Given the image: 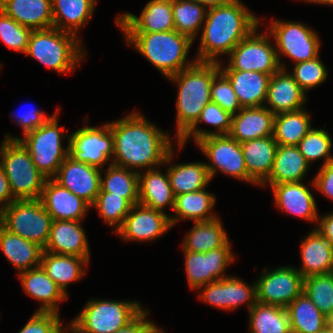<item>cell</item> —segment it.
Wrapping results in <instances>:
<instances>
[{
    "instance_id": "41",
    "label": "cell",
    "mask_w": 333,
    "mask_h": 333,
    "mask_svg": "<svg viewBox=\"0 0 333 333\" xmlns=\"http://www.w3.org/2000/svg\"><path fill=\"white\" fill-rule=\"evenodd\" d=\"M249 313L251 333H291L286 308L256 302Z\"/></svg>"
},
{
    "instance_id": "54",
    "label": "cell",
    "mask_w": 333,
    "mask_h": 333,
    "mask_svg": "<svg viewBox=\"0 0 333 333\" xmlns=\"http://www.w3.org/2000/svg\"><path fill=\"white\" fill-rule=\"evenodd\" d=\"M15 201L10 190V185L6 174L0 164V208L1 210Z\"/></svg>"
},
{
    "instance_id": "26",
    "label": "cell",
    "mask_w": 333,
    "mask_h": 333,
    "mask_svg": "<svg viewBox=\"0 0 333 333\" xmlns=\"http://www.w3.org/2000/svg\"><path fill=\"white\" fill-rule=\"evenodd\" d=\"M0 9L32 30L53 27L52 0H0Z\"/></svg>"
},
{
    "instance_id": "16",
    "label": "cell",
    "mask_w": 333,
    "mask_h": 333,
    "mask_svg": "<svg viewBox=\"0 0 333 333\" xmlns=\"http://www.w3.org/2000/svg\"><path fill=\"white\" fill-rule=\"evenodd\" d=\"M172 227L170 216L141 204L132 205L122 226L115 232L123 240L151 241Z\"/></svg>"
},
{
    "instance_id": "25",
    "label": "cell",
    "mask_w": 333,
    "mask_h": 333,
    "mask_svg": "<svg viewBox=\"0 0 333 333\" xmlns=\"http://www.w3.org/2000/svg\"><path fill=\"white\" fill-rule=\"evenodd\" d=\"M19 277L26 294L43 303L37 312H54L59 314L57 304L66 300L68 295L63 293L41 265L20 272Z\"/></svg>"
},
{
    "instance_id": "56",
    "label": "cell",
    "mask_w": 333,
    "mask_h": 333,
    "mask_svg": "<svg viewBox=\"0 0 333 333\" xmlns=\"http://www.w3.org/2000/svg\"><path fill=\"white\" fill-rule=\"evenodd\" d=\"M204 5L206 8L223 6L233 2L234 0H189Z\"/></svg>"
},
{
    "instance_id": "4",
    "label": "cell",
    "mask_w": 333,
    "mask_h": 333,
    "mask_svg": "<svg viewBox=\"0 0 333 333\" xmlns=\"http://www.w3.org/2000/svg\"><path fill=\"white\" fill-rule=\"evenodd\" d=\"M126 42L153 64L162 75L170 77L194 64L186 62L193 40L176 30L153 33H124Z\"/></svg>"
},
{
    "instance_id": "47",
    "label": "cell",
    "mask_w": 333,
    "mask_h": 333,
    "mask_svg": "<svg viewBox=\"0 0 333 333\" xmlns=\"http://www.w3.org/2000/svg\"><path fill=\"white\" fill-rule=\"evenodd\" d=\"M31 32L0 9V39L9 49L26 53Z\"/></svg>"
},
{
    "instance_id": "50",
    "label": "cell",
    "mask_w": 333,
    "mask_h": 333,
    "mask_svg": "<svg viewBox=\"0 0 333 333\" xmlns=\"http://www.w3.org/2000/svg\"><path fill=\"white\" fill-rule=\"evenodd\" d=\"M61 323L57 313L35 311L19 333H64Z\"/></svg>"
},
{
    "instance_id": "14",
    "label": "cell",
    "mask_w": 333,
    "mask_h": 333,
    "mask_svg": "<svg viewBox=\"0 0 333 333\" xmlns=\"http://www.w3.org/2000/svg\"><path fill=\"white\" fill-rule=\"evenodd\" d=\"M255 283L257 302L286 308L303 293L304 278L294 267H280L271 272L265 268Z\"/></svg>"
},
{
    "instance_id": "49",
    "label": "cell",
    "mask_w": 333,
    "mask_h": 333,
    "mask_svg": "<svg viewBox=\"0 0 333 333\" xmlns=\"http://www.w3.org/2000/svg\"><path fill=\"white\" fill-rule=\"evenodd\" d=\"M211 102L218 104L224 111L235 115L242 107L229 79L219 71L211 84Z\"/></svg>"
},
{
    "instance_id": "28",
    "label": "cell",
    "mask_w": 333,
    "mask_h": 333,
    "mask_svg": "<svg viewBox=\"0 0 333 333\" xmlns=\"http://www.w3.org/2000/svg\"><path fill=\"white\" fill-rule=\"evenodd\" d=\"M220 71L229 79L241 107L264 106L271 75L256 71Z\"/></svg>"
},
{
    "instance_id": "46",
    "label": "cell",
    "mask_w": 333,
    "mask_h": 333,
    "mask_svg": "<svg viewBox=\"0 0 333 333\" xmlns=\"http://www.w3.org/2000/svg\"><path fill=\"white\" fill-rule=\"evenodd\" d=\"M297 147L309 164L320 158H326L323 165L333 162V157L330 155L332 140L328 132L323 129L311 128Z\"/></svg>"
},
{
    "instance_id": "43",
    "label": "cell",
    "mask_w": 333,
    "mask_h": 333,
    "mask_svg": "<svg viewBox=\"0 0 333 333\" xmlns=\"http://www.w3.org/2000/svg\"><path fill=\"white\" fill-rule=\"evenodd\" d=\"M175 30L193 41L205 22L207 8L189 0H172Z\"/></svg>"
},
{
    "instance_id": "9",
    "label": "cell",
    "mask_w": 333,
    "mask_h": 333,
    "mask_svg": "<svg viewBox=\"0 0 333 333\" xmlns=\"http://www.w3.org/2000/svg\"><path fill=\"white\" fill-rule=\"evenodd\" d=\"M53 219L38 200H15L2 209L1 225L45 249Z\"/></svg>"
},
{
    "instance_id": "13",
    "label": "cell",
    "mask_w": 333,
    "mask_h": 333,
    "mask_svg": "<svg viewBox=\"0 0 333 333\" xmlns=\"http://www.w3.org/2000/svg\"><path fill=\"white\" fill-rule=\"evenodd\" d=\"M69 156L77 162L103 167L114 154V137L109 123L104 126H84L72 133Z\"/></svg>"
},
{
    "instance_id": "40",
    "label": "cell",
    "mask_w": 333,
    "mask_h": 333,
    "mask_svg": "<svg viewBox=\"0 0 333 333\" xmlns=\"http://www.w3.org/2000/svg\"><path fill=\"white\" fill-rule=\"evenodd\" d=\"M291 333H316L324 328V315L302 293L286 307Z\"/></svg>"
},
{
    "instance_id": "6",
    "label": "cell",
    "mask_w": 333,
    "mask_h": 333,
    "mask_svg": "<svg viewBox=\"0 0 333 333\" xmlns=\"http://www.w3.org/2000/svg\"><path fill=\"white\" fill-rule=\"evenodd\" d=\"M0 164L15 200L40 199L47 177L35 166L19 140L4 139L0 147Z\"/></svg>"
},
{
    "instance_id": "55",
    "label": "cell",
    "mask_w": 333,
    "mask_h": 333,
    "mask_svg": "<svg viewBox=\"0 0 333 333\" xmlns=\"http://www.w3.org/2000/svg\"><path fill=\"white\" fill-rule=\"evenodd\" d=\"M318 228H315L333 246V213L323 216Z\"/></svg>"
},
{
    "instance_id": "51",
    "label": "cell",
    "mask_w": 333,
    "mask_h": 333,
    "mask_svg": "<svg viewBox=\"0 0 333 333\" xmlns=\"http://www.w3.org/2000/svg\"><path fill=\"white\" fill-rule=\"evenodd\" d=\"M312 184L322 194L333 200V162L322 165Z\"/></svg>"
},
{
    "instance_id": "3",
    "label": "cell",
    "mask_w": 333,
    "mask_h": 333,
    "mask_svg": "<svg viewBox=\"0 0 333 333\" xmlns=\"http://www.w3.org/2000/svg\"><path fill=\"white\" fill-rule=\"evenodd\" d=\"M219 71L220 62L196 61L168 77L179 87L176 101L178 140L196 123L203 108L211 102V84Z\"/></svg>"
},
{
    "instance_id": "58",
    "label": "cell",
    "mask_w": 333,
    "mask_h": 333,
    "mask_svg": "<svg viewBox=\"0 0 333 333\" xmlns=\"http://www.w3.org/2000/svg\"><path fill=\"white\" fill-rule=\"evenodd\" d=\"M308 2H312V3H321V4H327V5H333V0H305Z\"/></svg>"
},
{
    "instance_id": "5",
    "label": "cell",
    "mask_w": 333,
    "mask_h": 333,
    "mask_svg": "<svg viewBox=\"0 0 333 333\" xmlns=\"http://www.w3.org/2000/svg\"><path fill=\"white\" fill-rule=\"evenodd\" d=\"M78 36L55 27L32 30L27 55L59 73L73 71L83 58Z\"/></svg>"
},
{
    "instance_id": "19",
    "label": "cell",
    "mask_w": 333,
    "mask_h": 333,
    "mask_svg": "<svg viewBox=\"0 0 333 333\" xmlns=\"http://www.w3.org/2000/svg\"><path fill=\"white\" fill-rule=\"evenodd\" d=\"M200 299L209 305L225 310H233L249 302V310L257 302L256 283L249 286L238 278L227 277L208 283L199 288Z\"/></svg>"
},
{
    "instance_id": "8",
    "label": "cell",
    "mask_w": 333,
    "mask_h": 333,
    "mask_svg": "<svg viewBox=\"0 0 333 333\" xmlns=\"http://www.w3.org/2000/svg\"><path fill=\"white\" fill-rule=\"evenodd\" d=\"M138 302L89 301L69 325L71 333H113L132 322L141 312Z\"/></svg>"
},
{
    "instance_id": "33",
    "label": "cell",
    "mask_w": 333,
    "mask_h": 333,
    "mask_svg": "<svg viewBox=\"0 0 333 333\" xmlns=\"http://www.w3.org/2000/svg\"><path fill=\"white\" fill-rule=\"evenodd\" d=\"M90 258L60 255L43 251L41 266L47 275L67 295L66 287L69 283L78 281L85 274L82 268L88 265Z\"/></svg>"
},
{
    "instance_id": "29",
    "label": "cell",
    "mask_w": 333,
    "mask_h": 333,
    "mask_svg": "<svg viewBox=\"0 0 333 333\" xmlns=\"http://www.w3.org/2000/svg\"><path fill=\"white\" fill-rule=\"evenodd\" d=\"M301 258L303 278L333 271V246L316 229L302 241Z\"/></svg>"
},
{
    "instance_id": "7",
    "label": "cell",
    "mask_w": 333,
    "mask_h": 333,
    "mask_svg": "<svg viewBox=\"0 0 333 333\" xmlns=\"http://www.w3.org/2000/svg\"><path fill=\"white\" fill-rule=\"evenodd\" d=\"M57 113L40 127L24 134V138L5 137L7 140H19L29 152L36 168L47 178H53L64 160L69 156V141L66 149L62 147L61 138L64 136L65 128H59ZM62 131V133H61Z\"/></svg>"
},
{
    "instance_id": "35",
    "label": "cell",
    "mask_w": 333,
    "mask_h": 333,
    "mask_svg": "<svg viewBox=\"0 0 333 333\" xmlns=\"http://www.w3.org/2000/svg\"><path fill=\"white\" fill-rule=\"evenodd\" d=\"M215 201V195L208 193L205 189L175 196L173 210L176 213V217L170 216L172 226L181 219L203 222L217 218L210 211L214 207Z\"/></svg>"
},
{
    "instance_id": "48",
    "label": "cell",
    "mask_w": 333,
    "mask_h": 333,
    "mask_svg": "<svg viewBox=\"0 0 333 333\" xmlns=\"http://www.w3.org/2000/svg\"><path fill=\"white\" fill-rule=\"evenodd\" d=\"M290 74L305 92L323 83L328 76L327 68L319 60V56L309 61L296 63Z\"/></svg>"
},
{
    "instance_id": "38",
    "label": "cell",
    "mask_w": 333,
    "mask_h": 333,
    "mask_svg": "<svg viewBox=\"0 0 333 333\" xmlns=\"http://www.w3.org/2000/svg\"><path fill=\"white\" fill-rule=\"evenodd\" d=\"M168 168L167 175L175 196L203 190L211 181L204 162L177 164Z\"/></svg>"
},
{
    "instance_id": "27",
    "label": "cell",
    "mask_w": 333,
    "mask_h": 333,
    "mask_svg": "<svg viewBox=\"0 0 333 333\" xmlns=\"http://www.w3.org/2000/svg\"><path fill=\"white\" fill-rule=\"evenodd\" d=\"M240 144L248 176L256 185H262L271 173L278 144L273 136L248 140Z\"/></svg>"
},
{
    "instance_id": "2",
    "label": "cell",
    "mask_w": 333,
    "mask_h": 333,
    "mask_svg": "<svg viewBox=\"0 0 333 333\" xmlns=\"http://www.w3.org/2000/svg\"><path fill=\"white\" fill-rule=\"evenodd\" d=\"M259 23V18L252 15L239 0L208 8L196 60L220 62L217 60L218 55H229L242 39L259 26Z\"/></svg>"
},
{
    "instance_id": "15",
    "label": "cell",
    "mask_w": 333,
    "mask_h": 333,
    "mask_svg": "<svg viewBox=\"0 0 333 333\" xmlns=\"http://www.w3.org/2000/svg\"><path fill=\"white\" fill-rule=\"evenodd\" d=\"M183 251L188 283L194 290L216 280L227 278L222 272L235 258L229 241L222 247L205 253Z\"/></svg>"
},
{
    "instance_id": "30",
    "label": "cell",
    "mask_w": 333,
    "mask_h": 333,
    "mask_svg": "<svg viewBox=\"0 0 333 333\" xmlns=\"http://www.w3.org/2000/svg\"><path fill=\"white\" fill-rule=\"evenodd\" d=\"M309 165L297 146L278 145L271 173L262 186L301 182Z\"/></svg>"
},
{
    "instance_id": "36",
    "label": "cell",
    "mask_w": 333,
    "mask_h": 333,
    "mask_svg": "<svg viewBox=\"0 0 333 333\" xmlns=\"http://www.w3.org/2000/svg\"><path fill=\"white\" fill-rule=\"evenodd\" d=\"M228 241L222 222L217 217L209 221L195 222L185 237L183 250L205 253L222 247Z\"/></svg>"
},
{
    "instance_id": "59",
    "label": "cell",
    "mask_w": 333,
    "mask_h": 333,
    "mask_svg": "<svg viewBox=\"0 0 333 333\" xmlns=\"http://www.w3.org/2000/svg\"><path fill=\"white\" fill-rule=\"evenodd\" d=\"M316 333H333V329L323 328L320 331H317Z\"/></svg>"
},
{
    "instance_id": "44",
    "label": "cell",
    "mask_w": 333,
    "mask_h": 333,
    "mask_svg": "<svg viewBox=\"0 0 333 333\" xmlns=\"http://www.w3.org/2000/svg\"><path fill=\"white\" fill-rule=\"evenodd\" d=\"M303 293L325 315L333 312V274H321L304 278Z\"/></svg>"
},
{
    "instance_id": "60",
    "label": "cell",
    "mask_w": 333,
    "mask_h": 333,
    "mask_svg": "<svg viewBox=\"0 0 333 333\" xmlns=\"http://www.w3.org/2000/svg\"><path fill=\"white\" fill-rule=\"evenodd\" d=\"M1 214H2V210L0 208V224H1Z\"/></svg>"
},
{
    "instance_id": "57",
    "label": "cell",
    "mask_w": 333,
    "mask_h": 333,
    "mask_svg": "<svg viewBox=\"0 0 333 333\" xmlns=\"http://www.w3.org/2000/svg\"><path fill=\"white\" fill-rule=\"evenodd\" d=\"M324 328L333 329V312L324 315Z\"/></svg>"
},
{
    "instance_id": "20",
    "label": "cell",
    "mask_w": 333,
    "mask_h": 333,
    "mask_svg": "<svg viewBox=\"0 0 333 333\" xmlns=\"http://www.w3.org/2000/svg\"><path fill=\"white\" fill-rule=\"evenodd\" d=\"M39 200L53 220L81 221L91 207L53 178H47Z\"/></svg>"
},
{
    "instance_id": "53",
    "label": "cell",
    "mask_w": 333,
    "mask_h": 333,
    "mask_svg": "<svg viewBox=\"0 0 333 333\" xmlns=\"http://www.w3.org/2000/svg\"><path fill=\"white\" fill-rule=\"evenodd\" d=\"M17 115L16 119L18 124L23 128L24 134L34 130L36 127L42 126L50 118L46 117V114L38 109H31Z\"/></svg>"
},
{
    "instance_id": "17",
    "label": "cell",
    "mask_w": 333,
    "mask_h": 333,
    "mask_svg": "<svg viewBox=\"0 0 333 333\" xmlns=\"http://www.w3.org/2000/svg\"><path fill=\"white\" fill-rule=\"evenodd\" d=\"M53 179L92 206L100 192V168L68 156Z\"/></svg>"
},
{
    "instance_id": "18",
    "label": "cell",
    "mask_w": 333,
    "mask_h": 333,
    "mask_svg": "<svg viewBox=\"0 0 333 333\" xmlns=\"http://www.w3.org/2000/svg\"><path fill=\"white\" fill-rule=\"evenodd\" d=\"M115 21L123 33H153L175 30L172 0H151L146 4L139 17L128 12L116 17Z\"/></svg>"
},
{
    "instance_id": "42",
    "label": "cell",
    "mask_w": 333,
    "mask_h": 333,
    "mask_svg": "<svg viewBox=\"0 0 333 333\" xmlns=\"http://www.w3.org/2000/svg\"><path fill=\"white\" fill-rule=\"evenodd\" d=\"M199 122H205L211 126L217 127L218 132L199 130L197 128ZM231 123L232 115L224 111L218 104L210 102L203 108L196 123L178 140L179 149L181 150L190 137H193L196 143L208 136L228 135L231 130Z\"/></svg>"
},
{
    "instance_id": "52",
    "label": "cell",
    "mask_w": 333,
    "mask_h": 333,
    "mask_svg": "<svg viewBox=\"0 0 333 333\" xmlns=\"http://www.w3.org/2000/svg\"><path fill=\"white\" fill-rule=\"evenodd\" d=\"M148 310H143L132 322L113 333H163L155 323L146 319Z\"/></svg>"
},
{
    "instance_id": "11",
    "label": "cell",
    "mask_w": 333,
    "mask_h": 333,
    "mask_svg": "<svg viewBox=\"0 0 333 333\" xmlns=\"http://www.w3.org/2000/svg\"><path fill=\"white\" fill-rule=\"evenodd\" d=\"M267 32L275 38V48L281 69L286 68L281 63L280 53L295 61V64L319 56V37L314 30L304 24L274 20Z\"/></svg>"
},
{
    "instance_id": "34",
    "label": "cell",
    "mask_w": 333,
    "mask_h": 333,
    "mask_svg": "<svg viewBox=\"0 0 333 333\" xmlns=\"http://www.w3.org/2000/svg\"><path fill=\"white\" fill-rule=\"evenodd\" d=\"M97 0H52L53 27L74 34L86 24Z\"/></svg>"
},
{
    "instance_id": "37",
    "label": "cell",
    "mask_w": 333,
    "mask_h": 333,
    "mask_svg": "<svg viewBox=\"0 0 333 333\" xmlns=\"http://www.w3.org/2000/svg\"><path fill=\"white\" fill-rule=\"evenodd\" d=\"M137 170V171H136ZM139 172L129 170L112 163L106 171L105 178L101 175L100 192L125 198L131 205L139 203Z\"/></svg>"
},
{
    "instance_id": "39",
    "label": "cell",
    "mask_w": 333,
    "mask_h": 333,
    "mask_svg": "<svg viewBox=\"0 0 333 333\" xmlns=\"http://www.w3.org/2000/svg\"><path fill=\"white\" fill-rule=\"evenodd\" d=\"M310 130V118L304 109L274 116L273 137L278 145L297 146Z\"/></svg>"
},
{
    "instance_id": "10",
    "label": "cell",
    "mask_w": 333,
    "mask_h": 333,
    "mask_svg": "<svg viewBox=\"0 0 333 333\" xmlns=\"http://www.w3.org/2000/svg\"><path fill=\"white\" fill-rule=\"evenodd\" d=\"M257 29L232 49L229 65L223 68L220 64V70L256 71L272 75L281 69L275 46L268 40L269 32L256 34Z\"/></svg>"
},
{
    "instance_id": "12",
    "label": "cell",
    "mask_w": 333,
    "mask_h": 333,
    "mask_svg": "<svg viewBox=\"0 0 333 333\" xmlns=\"http://www.w3.org/2000/svg\"><path fill=\"white\" fill-rule=\"evenodd\" d=\"M200 150L209 158L205 163L212 179L219 170L239 180L256 183L248 176L241 144L229 135H212L196 142Z\"/></svg>"
},
{
    "instance_id": "45",
    "label": "cell",
    "mask_w": 333,
    "mask_h": 333,
    "mask_svg": "<svg viewBox=\"0 0 333 333\" xmlns=\"http://www.w3.org/2000/svg\"><path fill=\"white\" fill-rule=\"evenodd\" d=\"M100 217L110 226H115L116 232L129 214L132 205L123 197L112 195L110 192H99L94 204Z\"/></svg>"
},
{
    "instance_id": "1",
    "label": "cell",
    "mask_w": 333,
    "mask_h": 333,
    "mask_svg": "<svg viewBox=\"0 0 333 333\" xmlns=\"http://www.w3.org/2000/svg\"><path fill=\"white\" fill-rule=\"evenodd\" d=\"M109 125L114 137L112 164L129 170H149L172 161L173 145L168 132L158 129L142 114L133 111Z\"/></svg>"
},
{
    "instance_id": "24",
    "label": "cell",
    "mask_w": 333,
    "mask_h": 333,
    "mask_svg": "<svg viewBox=\"0 0 333 333\" xmlns=\"http://www.w3.org/2000/svg\"><path fill=\"white\" fill-rule=\"evenodd\" d=\"M275 204L292 215L307 221H319L316 201L307 186L301 182L273 185Z\"/></svg>"
},
{
    "instance_id": "31",
    "label": "cell",
    "mask_w": 333,
    "mask_h": 333,
    "mask_svg": "<svg viewBox=\"0 0 333 333\" xmlns=\"http://www.w3.org/2000/svg\"><path fill=\"white\" fill-rule=\"evenodd\" d=\"M139 175V204L164 213L165 206L172 210L175 204V195L166 174L157 168L149 169Z\"/></svg>"
},
{
    "instance_id": "23",
    "label": "cell",
    "mask_w": 333,
    "mask_h": 333,
    "mask_svg": "<svg viewBox=\"0 0 333 333\" xmlns=\"http://www.w3.org/2000/svg\"><path fill=\"white\" fill-rule=\"evenodd\" d=\"M274 114L266 108L242 107L232 115L229 136L239 143L262 137L273 136Z\"/></svg>"
},
{
    "instance_id": "32",
    "label": "cell",
    "mask_w": 333,
    "mask_h": 333,
    "mask_svg": "<svg viewBox=\"0 0 333 333\" xmlns=\"http://www.w3.org/2000/svg\"><path fill=\"white\" fill-rule=\"evenodd\" d=\"M0 249L4 256L19 271L41 265L44 249L38 244L11 233L0 224Z\"/></svg>"
},
{
    "instance_id": "21",
    "label": "cell",
    "mask_w": 333,
    "mask_h": 333,
    "mask_svg": "<svg viewBox=\"0 0 333 333\" xmlns=\"http://www.w3.org/2000/svg\"><path fill=\"white\" fill-rule=\"evenodd\" d=\"M305 94L293 76L280 69L269 79L266 108L274 115L301 110L307 99Z\"/></svg>"
},
{
    "instance_id": "22",
    "label": "cell",
    "mask_w": 333,
    "mask_h": 333,
    "mask_svg": "<svg viewBox=\"0 0 333 333\" xmlns=\"http://www.w3.org/2000/svg\"><path fill=\"white\" fill-rule=\"evenodd\" d=\"M80 221L53 220L44 251L89 258V245Z\"/></svg>"
}]
</instances>
